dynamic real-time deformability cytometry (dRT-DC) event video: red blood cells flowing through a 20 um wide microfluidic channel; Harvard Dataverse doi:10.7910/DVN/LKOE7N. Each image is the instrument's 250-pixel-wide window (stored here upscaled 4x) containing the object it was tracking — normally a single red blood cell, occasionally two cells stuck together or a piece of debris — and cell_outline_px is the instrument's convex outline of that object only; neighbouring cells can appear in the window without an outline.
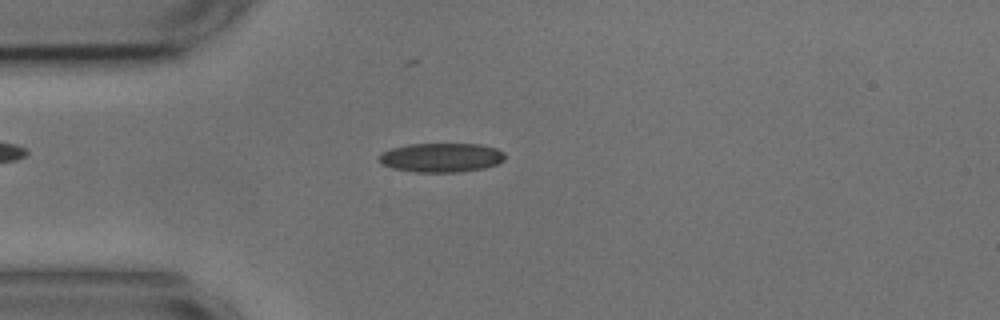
{"species": "common noctule bat (a hibernating species)", "species_latin": "Nyctalus noctula", "temperature_condition": "cold", "stored_images_in_passage": 53, "camera_frame_rate_fps": 3000, "um_per_image_px": 0.085, "animal": {"sex": "male", "body_mass_g": 17.9, "forearm_length_mm": 54.2}, "frame": {"image": 1, "passage_image": 13, "time_ms": 4.0, "image_size_px": [1000, 320], "cell_outline_px": [[504, 160], [496, 164], [484, 168], [456, 172], [416, 172], [392, 168], [384, 164], [380, 160], [380, 156], [384, 152], [392, 148], [408, 144], [480, 144], [496, 148], [504, 152]], "centroid_in_image_um": [37.54, 13.39], "position_along_channel_um": 47.5, "area_um2": 21.15}}
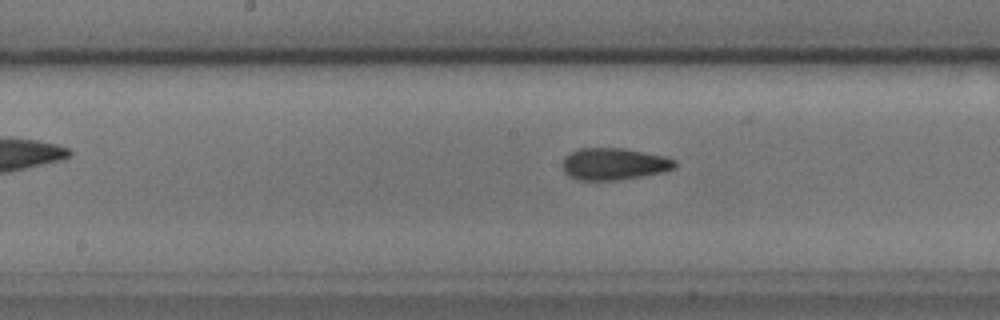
{"frame": {"image": 2, "passage_image": 26, "time_ms": 8.333, "image_size_px": [1000, 320], "cell_outline_px": [[676, 168], [664, 172], [616, 180], [576, 180], [568, 176], [564, 172], [564, 156], [580, 148], [624, 148], [664, 156], [676, 160]], "centroid_in_image_um": [52.2, 13.94], "position_along_channel_um": 196.0, "area_um2": 20.87}}
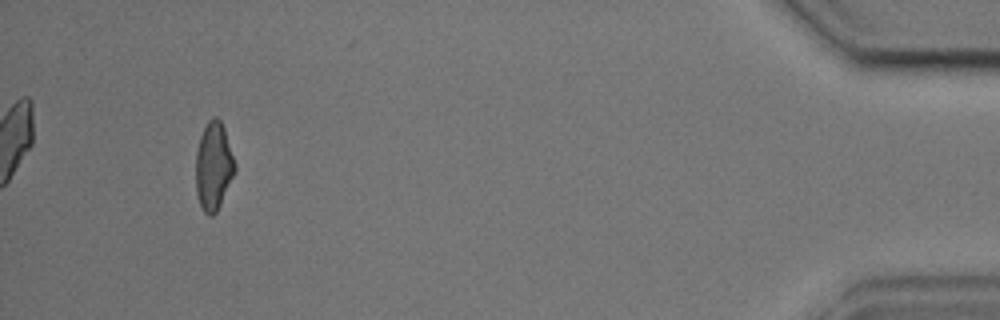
{"frame": {"image": 3, "passage_image": 50, "time_ms": 16.333, "image_size_px": [1000, 320], "cell_outline_px": [[236, 172], [216, 212], [212, 216], [208, 216], [204, 212], [200, 204], [196, 192], [196, 152], [200, 136], [208, 120], [212, 116], [216, 116], [220, 120], [224, 128], [236, 164]], "centroid_in_image_um": [18.16, 14.12], "position_along_channel_um": 417.0, "area_um2": 20.11}, "authors_computed_cell_mechanics": {"area_um2": 20.5768, "velocity_mm_per_s": 3.6735, "shape_relaxation_time_tau1_ms": 6.21, "shape_relaxation_time_tau2_ms": 2.1153, "deformation_change_tau1": 0.1383, "deformation_change_tau2": 0.0887}}